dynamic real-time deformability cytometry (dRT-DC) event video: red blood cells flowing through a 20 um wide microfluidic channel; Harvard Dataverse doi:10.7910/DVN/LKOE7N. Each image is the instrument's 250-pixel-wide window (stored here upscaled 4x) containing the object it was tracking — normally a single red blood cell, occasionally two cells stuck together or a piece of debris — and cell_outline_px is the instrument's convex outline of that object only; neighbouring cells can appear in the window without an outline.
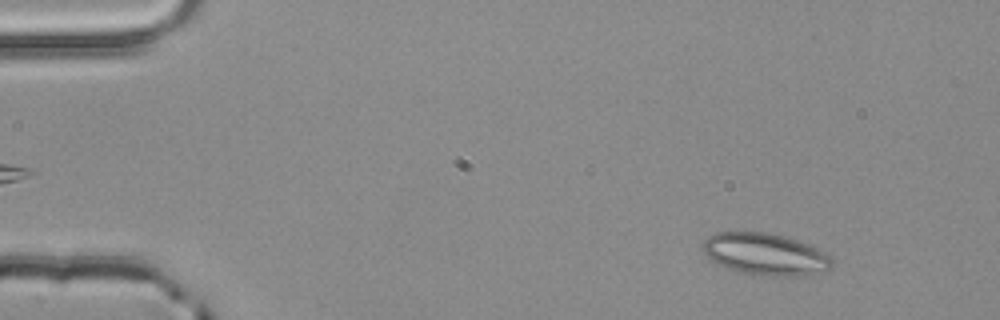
{"species": "common noctule bat (a hibernating species)", "species_latin": "Nyctalus noctula", "temperature_condition": "room temperature", "stored_images_in_passage": 2, "camera_frame_rate_fps": 3000, "um_per_image_px": 0.085, "animal": {"sex": "male", "body_mass_g": 20.4}, "frame": {"image": 1, "passage_image": 2, "time_ms": 0.333, "image_size_px": [1000, 320], "cell_outline_px": [[832, 264], [828, 268], [800, 276], [772, 276], [744, 272], [732, 268], [712, 260], [704, 252], [704, 240], [708, 236], [716, 232], [764, 232], [784, 236], [808, 244], [824, 252], [832, 260]], "centroid_in_image_um": [65.04, 21.58], "position_along_channel_um": 20.0, "area_um2": 30.58}}